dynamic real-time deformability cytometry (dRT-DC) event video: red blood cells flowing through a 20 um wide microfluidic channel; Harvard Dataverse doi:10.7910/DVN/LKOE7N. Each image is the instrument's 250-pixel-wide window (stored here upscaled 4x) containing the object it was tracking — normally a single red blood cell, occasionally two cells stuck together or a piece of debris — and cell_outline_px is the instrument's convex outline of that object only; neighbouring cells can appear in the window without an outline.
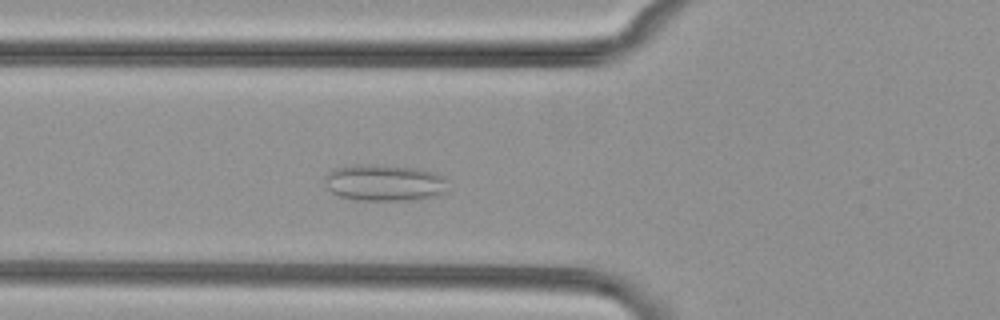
{"species": "common noctule bat (a hibernating species)", "species_latin": "Nyctalus noctula", "temperature_condition": "cold", "stored_images_in_passage": 48, "camera_frame_rate_fps": 3000, "um_per_image_px": 0.085, "animal": {"sex": "female", "body_mass_g": 29.2, "forearm_length_mm": 56.3}, "frame": {"image": 1, "passage_image": 14, "time_ms": 4.333, "image_size_px": [1000, 320], "cell_outline_px": [[448, 192], [432, 196], [404, 200], [356, 200], [340, 196], [332, 192], [328, 188], [324, 176], [328, 172], [336, 168], [352, 164], [376, 164], [416, 168], [436, 172], [444, 176]], "centroid_in_image_um": [32.67, 15.51], "position_along_channel_um": 93.1, "area_um2": 26.3}}
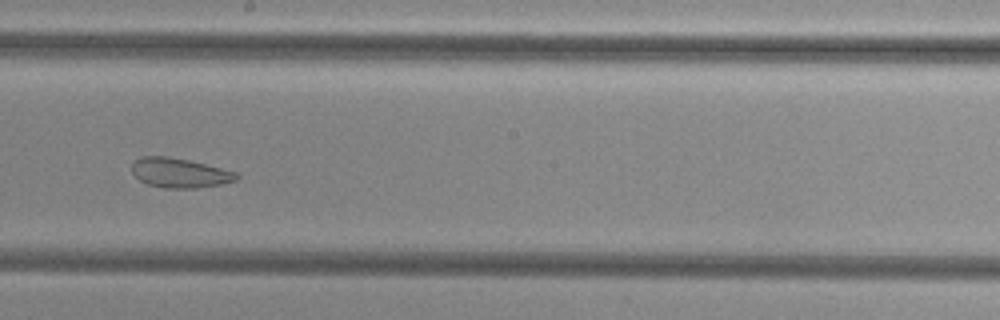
{"frame": {"image": 2, "passage_image": 25, "time_ms": 8.0, "image_size_px": [1000, 320], "cell_outline_px": [[240, 176], [236, 180], [220, 184], [196, 188], [164, 188], [148, 184], [140, 180], [132, 172], [132, 160], [140, 156], [168, 156], [188, 160], [240, 172]], "centroid_in_image_um": [15.28, 14.68], "position_along_channel_um": 232.9, "area_um2": 18.21}}
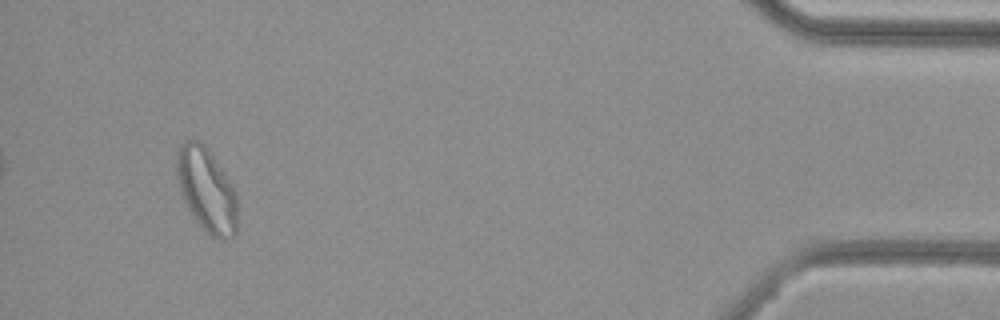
{"frame": {"image": 3, "passage_image": 45, "time_ms": 14.667, "image_size_px": [1000, 320], "cell_outline_px": [[236, 236], [224, 240], [220, 240], [212, 236], [196, 220], [188, 208], [180, 192], [176, 172], [176, 156], [180, 144], [184, 140], [200, 140], [208, 148], [232, 184], [236, 192]], "centroid_in_image_um": [17.55, 16.11], "position_along_channel_um": 417.6, "area_um2": 29.71}, "authors_computed_cell_mechanics": {"area_um2": 25.3453, "velocity_mm_per_s": 3.8143, "shape_relaxation_time_tau1_ms": null, "shape_relaxation_time_tau2_ms": 1.8494, "deformation_change_tau1": null, "deformation_change_tau2": 0.0807}}